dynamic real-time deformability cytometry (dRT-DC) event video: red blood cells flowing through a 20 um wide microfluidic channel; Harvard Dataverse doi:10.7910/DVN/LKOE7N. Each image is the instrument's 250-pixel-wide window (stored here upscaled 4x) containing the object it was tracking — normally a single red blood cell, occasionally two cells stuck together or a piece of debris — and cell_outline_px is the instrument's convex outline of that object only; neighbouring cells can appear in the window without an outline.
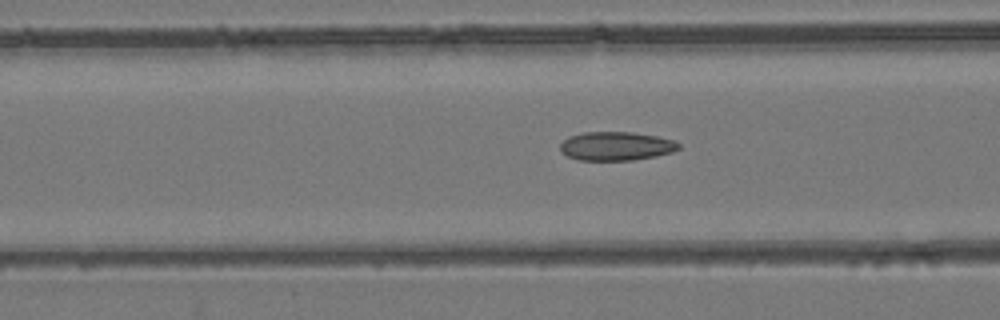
{"species": "common noctule bat (a hibernating species)", "species_latin": "Nyctalus noctula", "temperature_condition": "room temperature", "stored_images_in_passage": 37, "camera_frame_rate_fps": 3000, "um_per_image_px": 0.085, "animal": {"sex": "female", "body_mass_g": 24.6, "forearm_length_mm": 56.2}, "frame": {"image": 1, "passage_image": 11, "time_ms": 3.333, "image_size_px": [1000, 320], "cell_outline_px": [[680, 148], [672, 152], [656, 156], [632, 160], [580, 160], [568, 156], [560, 152], [560, 144], [568, 136], [584, 132], [632, 132], [656, 136], [672, 140], [680, 144]], "centroid_in_image_um": [52.35, 12.42], "position_along_channel_um": 114.3, "area_um2": 19.83}}
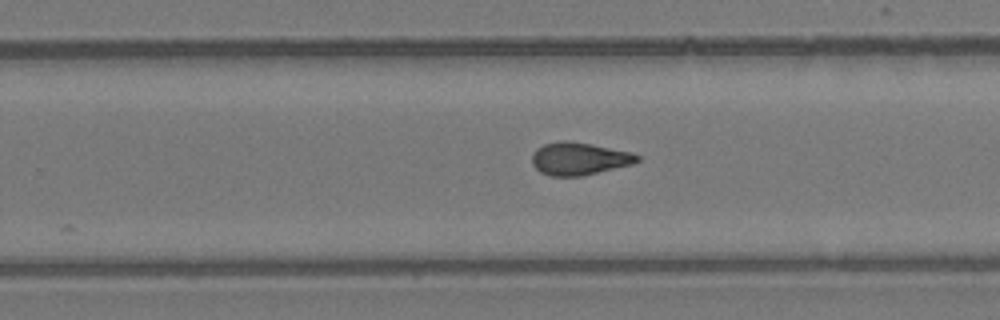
{"frame": {"image": 2, "passage_image": 24, "time_ms": 7.667, "image_size_px": [1000, 320], "cell_outline_px": [[640, 160], [632, 164], [584, 176], [552, 176], [540, 172], [532, 164], [532, 152], [536, 148], [544, 144], [560, 140], [568, 140], [592, 144], [632, 152], [640, 156]], "centroid_in_image_um": [49.22, 13.48], "position_along_channel_um": 280.6, "area_um2": 20.23}}
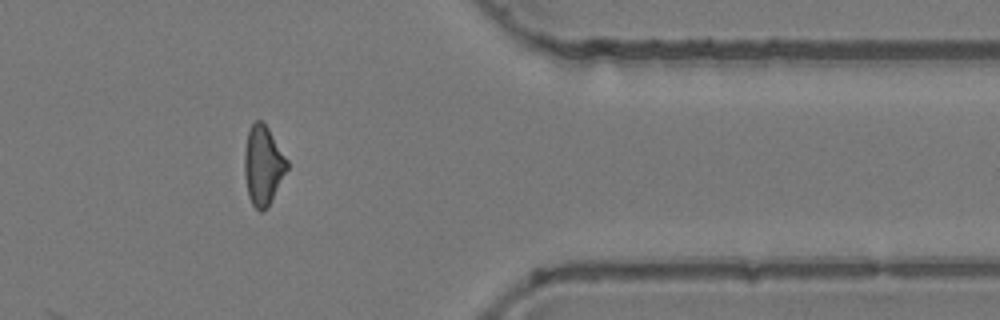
{"frame": {"image": 3, "passage_image": 34, "time_ms": 11.0, "image_size_px": [1000, 320], "cell_outline_px": [[288, 168], [268, 208], [264, 212], [260, 212], [252, 204], [248, 196], [244, 176], [244, 148], [248, 132], [252, 124], [256, 120], [260, 120], [268, 128], [288, 160]], "centroid_in_image_um": [22.35, 14.09], "position_along_channel_um": 389.1, "area_um2": 19.83}}